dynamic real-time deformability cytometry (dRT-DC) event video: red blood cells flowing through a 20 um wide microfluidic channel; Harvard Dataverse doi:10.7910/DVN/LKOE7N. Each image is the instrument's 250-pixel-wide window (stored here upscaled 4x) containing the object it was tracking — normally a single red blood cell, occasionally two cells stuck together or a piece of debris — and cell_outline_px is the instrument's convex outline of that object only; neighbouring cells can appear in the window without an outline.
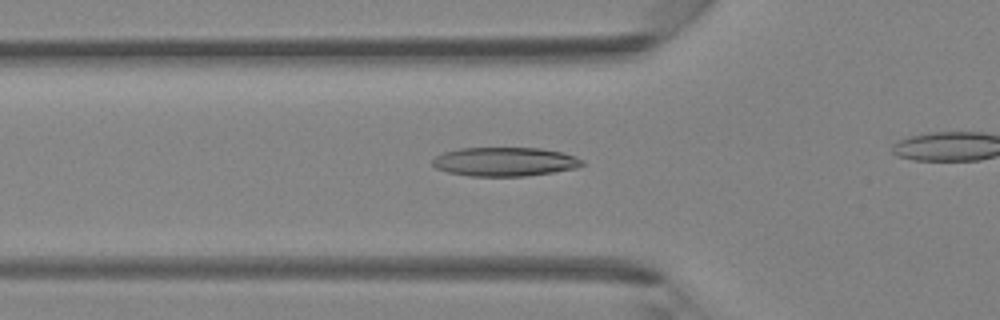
{"species": "Egyptian fruit bat (a non-hibernating species)", "species_latin": "Rousettus aegyptiacus", "temperature_condition": "room temperature", "stored_images_in_passage": 35, "camera_frame_rate_fps": 3000, "um_per_image_px": 0.085, "animal": {"sex": "female"}, "frame": {"image": 1, "passage_image": 15, "time_ms": 4.667, "image_size_px": [1000, 320], "cell_outline_px": [[584, 164], [576, 168], [552, 172], [524, 176], [472, 176], [448, 172], [436, 168], [432, 164], [432, 160], [436, 156], [444, 152], [460, 148], [540, 148], [564, 152], [576, 156], [584, 160]], "centroid_in_image_um": [42.93, 13.74], "position_along_channel_um": 82.9, "area_um2": 25.26}}
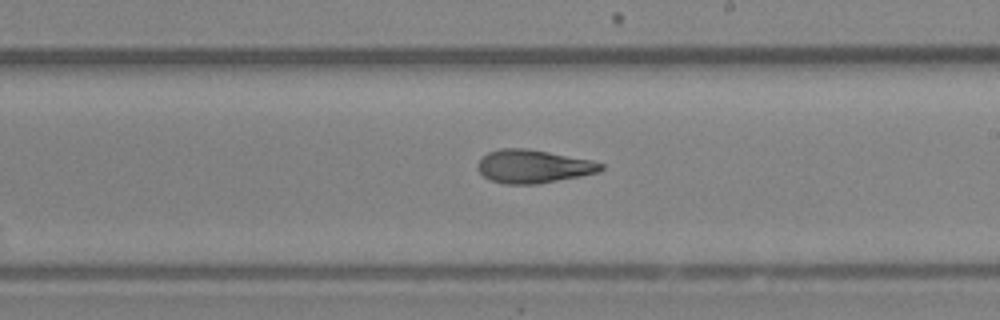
{"frame": {"image": 2, "passage_image": 25, "time_ms": 8.0, "image_size_px": [1000, 320], "cell_outline_px": [[604, 168], [600, 172], [580, 176], [536, 184], [504, 184], [492, 180], [484, 176], [476, 168], [476, 164], [488, 152], [500, 148], [524, 148], [548, 152], [588, 160], [604, 164]], "centroid_in_image_um": [45.3, 14.15], "position_along_channel_um": 243.7, "area_um2": 23.64}}
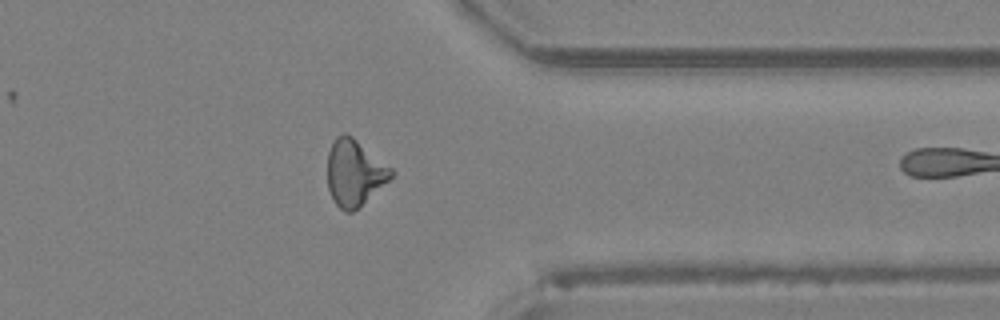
{"frame": {"image": 3, "passage_image": 34, "time_ms": 11.0, "image_size_px": [1000, 320], "cell_outline_px": [[396, 172], [388, 180], [352, 212], [344, 212], [336, 204], [328, 188], [328, 152], [336, 136], [344, 132], [352, 136], [392, 168]], "centroid_in_image_um": [30.12, 14.66], "position_along_channel_um": 381.3, "area_um2": 24.1}}